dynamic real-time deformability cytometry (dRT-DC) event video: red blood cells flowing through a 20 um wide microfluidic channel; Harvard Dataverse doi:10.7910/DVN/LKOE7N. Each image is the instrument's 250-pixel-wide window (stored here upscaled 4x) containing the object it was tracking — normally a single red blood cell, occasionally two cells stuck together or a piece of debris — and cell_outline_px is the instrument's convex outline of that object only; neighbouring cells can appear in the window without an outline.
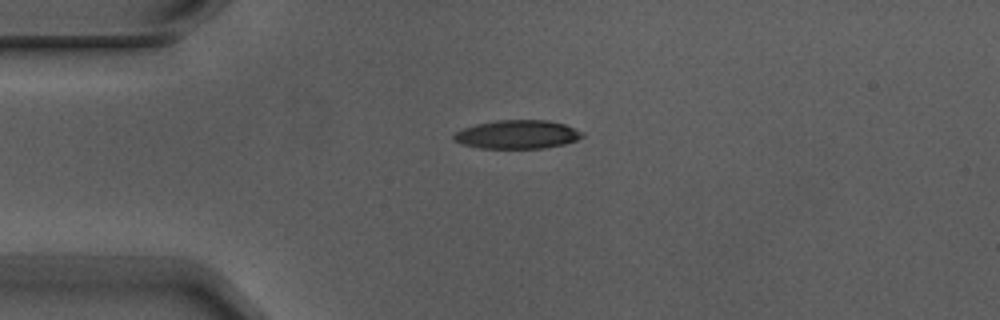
{"species": "Egyptian fruit bat (a non-hibernating species)", "species_latin": "Rousettus aegyptiacus", "temperature_condition": "warm", "stored_images_in_passage": 2, "camera_frame_rate_fps": 3000, "um_per_image_px": 0.085, "animal": {"sex": "male"}, "frame": {"image": 1, "passage_image": 1, "time_ms": 0.0, "image_size_px": [1000, 320], "cell_outline_px": [[584, 136], [576, 140], [564, 144], [544, 148], [480, 148], [460, 144], [452, 140], [452, 136], [456, 132], [464, 128], [476, 124], [496, 120], [548, 120], [564, 124], [584, 132]], "centroid_in_image_um": [43.95, 11.43], "position_along_channel_um": 41.0, "area_um2": 21.5}}